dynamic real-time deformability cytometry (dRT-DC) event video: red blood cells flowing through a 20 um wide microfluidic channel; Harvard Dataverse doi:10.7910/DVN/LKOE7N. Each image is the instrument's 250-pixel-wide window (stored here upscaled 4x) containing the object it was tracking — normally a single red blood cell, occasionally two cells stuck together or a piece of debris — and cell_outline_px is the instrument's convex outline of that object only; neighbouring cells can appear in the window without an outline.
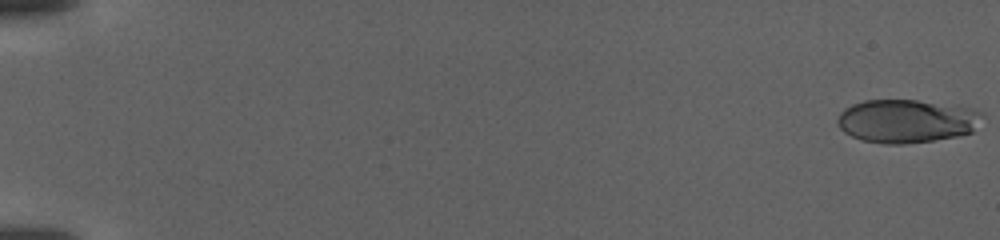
{"species": "human", "species_latin": "Homo sapiens", "temperature_condition": "warm", "stored_images_in_passage": 120, "camera_frame_rate_fps": 3000, "um_per_image_px": 0.085, "donor": {"sex": "female"}, "frame": {"image": 1, "passage_image": 1, "time_ms": 0.0, "image_size_px": [1000, 240], "cell_outline_px": [[984, 116], [972, 132], [960, 136], [904, 144], [884, 144], [860, 140], [844, 132], [836, 124], [836, 120], [840, 112], [844, 108], [852, 104], [864, 100], [916, 100], [972, 108], [984, 112]], "centroid_in_image_um": [77.05, 10.29], "position_along_channel_um": 7.9, "area_um2": 36.88}}
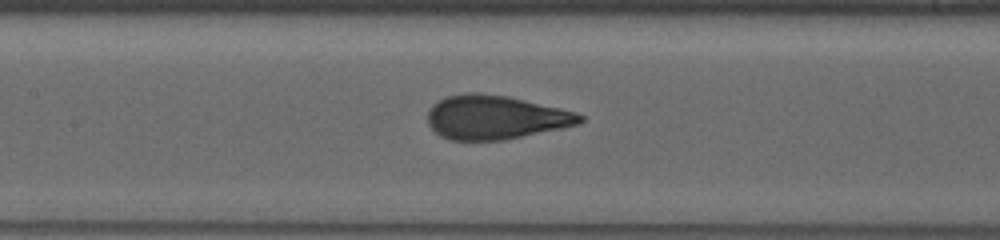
{"frame": {"image": 2, "passage_image": 61, "time_ms": 20.0, "image_size_px": [1000, 240], "cell_outline_px": [[584, 120], [580, 124], [504, 140], [452, 140], [440, 136], [428, 124], [428, 112], [432, 104], [448, 96], [468, 92], [476, 92], [508, 96], [560, 108], [576, 112], [584, 116]], "centroid_in_image_um": [42.11, 9.97], "position_along_channel_um": 165.3, "area_um2": 38.9}}
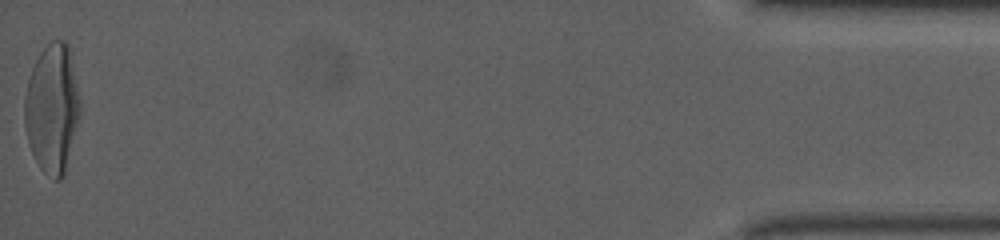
{"frame": {"image": 3, "passage_image": 120, "time_ms": 39.667, "image_size_px": [1000, 240], "cell_outline_px": [[80, 116], [64, 176], [60, 180], [52, 180], [40, 168], [28, 144], [24, 124], [24, 96], [28, 80], [32, 68], [40, 52], [52, 40], [64, 40], [68, 44], [80, 100]], "centroid_in_image_um": [4.43, 9.25], "position_along_channel_um": 430.8, "area_um2": 41.85}}